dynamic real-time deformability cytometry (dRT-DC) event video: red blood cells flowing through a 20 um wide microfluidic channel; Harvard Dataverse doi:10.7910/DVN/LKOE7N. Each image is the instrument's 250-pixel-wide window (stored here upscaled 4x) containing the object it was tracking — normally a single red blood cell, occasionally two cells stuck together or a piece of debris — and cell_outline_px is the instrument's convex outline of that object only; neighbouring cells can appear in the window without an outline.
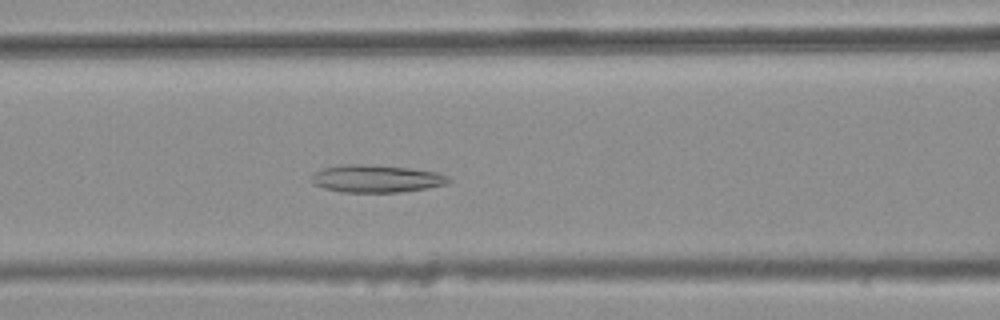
{"species": "common noctule bat (a hibernating species)", "species_latin": "Nyctalus noctula", "temperature_condition": "warm", "stored_images_in_passage": 45, "camera_frame_rate_fps": 3000, "um_per_image_px": 0.085, "animal": {"sex": "female", "body_mass_g": 25.1}, "frame": {"image": 1, "passage_image": 22, "time_ms": 7.0, "image_size_px": [1000, 320], "cell_outline_px": [[452, 180], [448, 184], [428, 188], [400, 192], [344, 192], [324, 188], [312, 184], [312, 176], [316, 172], [324, 168], [344, 164], [360, 164], [408, 168], [436, 172], [448, 176]], "centroid_in_image_um": [32.02, 15.19], "position_along_channel_um": 134.6, "area_um2": 21.85}}
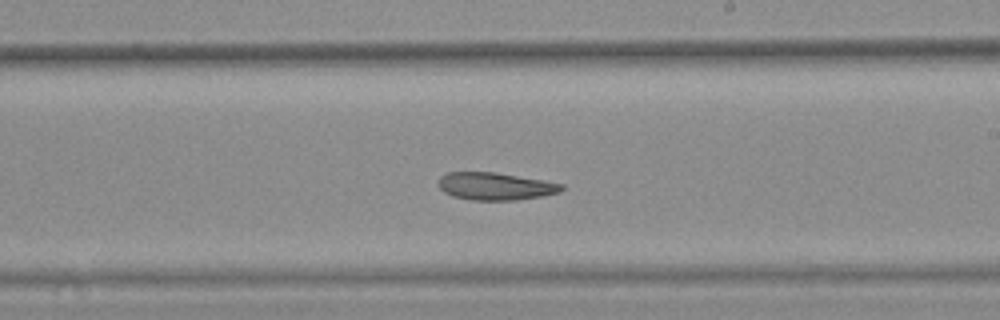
{"frame": {"image": 2, "passage_image": 31, "time_ms": 10.0, "image_size_px": [1000, 320], "cell_outline_px": [[564, 188], [560, 192], [540, 196], [516, 200], [472, 200], [452, 196], [444, 192], [440, 188], [440, 176], [448, 172], [496, 172], [544, 180], [564, 184]], "centroid_in_image_um": [42.12, 15.83], "position_along_channel_um": 246.9, "area_um2": 19.71}}
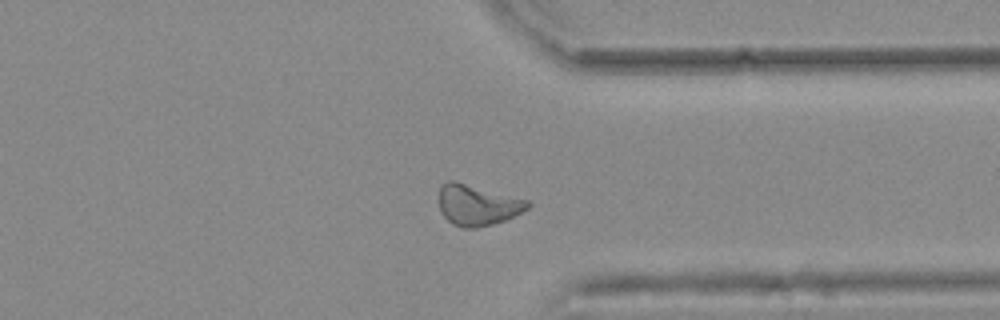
{"frame": {"image": 3, "passage_image": 41, "time_ms": 13.333, "image_size_px": [1000, 320], "cell_outline_px": [[532, 204], [528, 208], [504, 220], [492, 224], [476, 228], [460, 228], [452, 224], [444, 216], [440, 208], [440, 188], [448, 180], [452, 180], [528, 200]], "centroid_in_image_um": [40.57, 17.44], "position_along_channel_um": 370.8, "area_um2": 20.69}}